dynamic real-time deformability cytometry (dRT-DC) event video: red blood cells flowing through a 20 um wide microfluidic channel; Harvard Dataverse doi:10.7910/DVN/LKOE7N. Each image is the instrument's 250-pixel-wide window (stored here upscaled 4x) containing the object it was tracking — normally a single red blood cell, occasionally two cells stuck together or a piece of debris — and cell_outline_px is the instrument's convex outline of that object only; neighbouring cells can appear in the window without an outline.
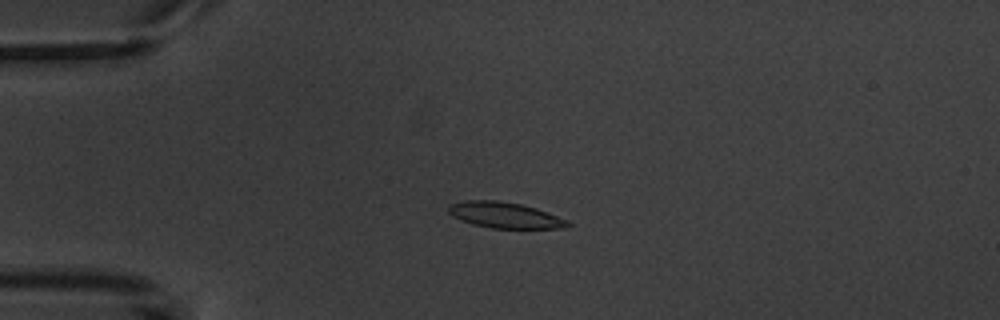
{"species": "common noctule bat (a hibernating species)", "species_latin": "Nyctalus noctula", "temperature_condition": "warm", "stored_images_in_passage": 7, "camera_frame_rate_fps": 3000, "um_per_image_px": 0.085, "animal": {"sex": "male", "body_mass_g": 20.1, "forearm_length_mm": 53.5}, "frame": {"image": 1, "passage_image": 5, "time_ms": 4.333, "image_size_px": [1000, 320], "cell_outline_px": [[572, 224], [568, 228], [492, 228], [472, 224], [460, 220], [452, 216], [448, 212], [448, 204], [464, 200], [500, 200], [520, 204], [536, 208], [568, 220]], "centroid_in_image_um": [42.89, 18.28], "position_along_channel_um": 42.1, "area_um2": 18.15}}